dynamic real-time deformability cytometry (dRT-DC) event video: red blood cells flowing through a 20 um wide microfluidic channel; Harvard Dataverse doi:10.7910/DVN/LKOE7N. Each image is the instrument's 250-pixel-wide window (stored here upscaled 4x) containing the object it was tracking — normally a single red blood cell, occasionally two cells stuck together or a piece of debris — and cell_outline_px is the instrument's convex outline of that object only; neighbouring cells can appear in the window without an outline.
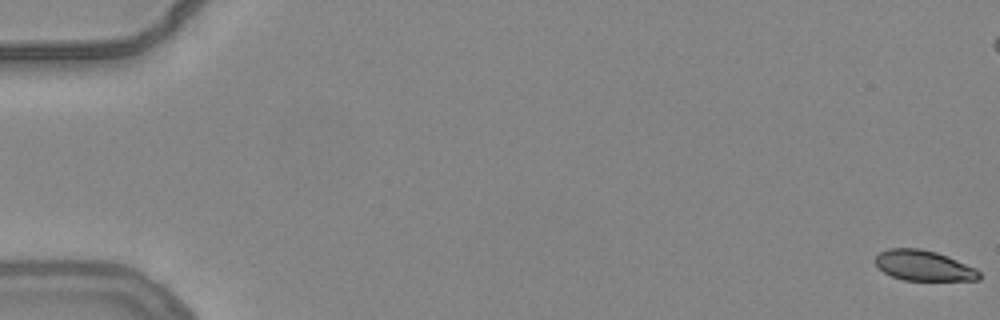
{"species": "common noctule bat (a hibernating species)", "species_latin": "Nyctalus noctula", "temperature_condition": "warm", "stored_images_in_passage": 56, "camera_frame_rate_fps": 3000, "um_per_image_px": 0.085, "animal": {"sex": "female", "body_mass_g": 24.6, "forearm_length_mm": 56.2}, "frame": {"image": 1, "passage_image": 1, "time_ms": 0.0, "image_size_px": [1000, 320], "cell_outline_px": [[980, 280], [904, 280], [892, 276], [884, 272], [876, 264], [876, 256], [880, 252], [888, 248], [920, 248], [936, 252], [976, 268], [980, 272]], "centroid_in_image_um": [78.52, 22.57], "position_along_channel_um": 6.5, "area_um2": 18.21}}
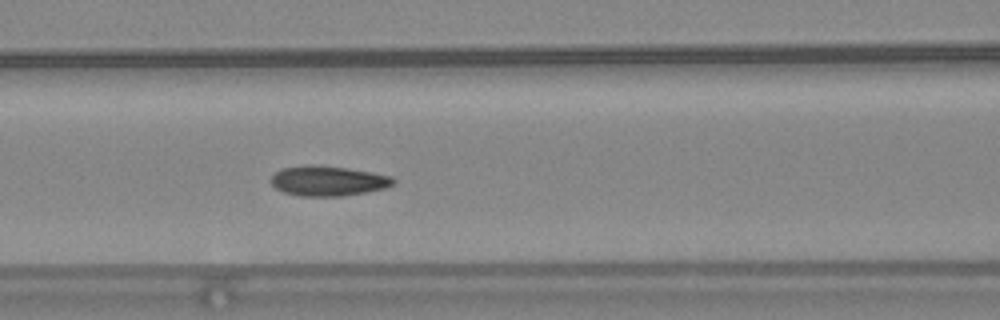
{"frame": {"image": 2, "passage_image": 25, "time_ms": 8.0, "image_size_px": [1000, 320], "cell_outline_px": [[396, 184], [384, 188], [344, 196], [300, 196], [284, 192], [276, 188], [272, 184], [272, 176], [280, 168], [308, 164], [316, 164], [348, 168], [372, 172], [392, 176], [396, 180]], "centroid_in_image_um": [27.9, 15.36], "position_along_channel_um": 138.7, "area_um2": 21.56}}
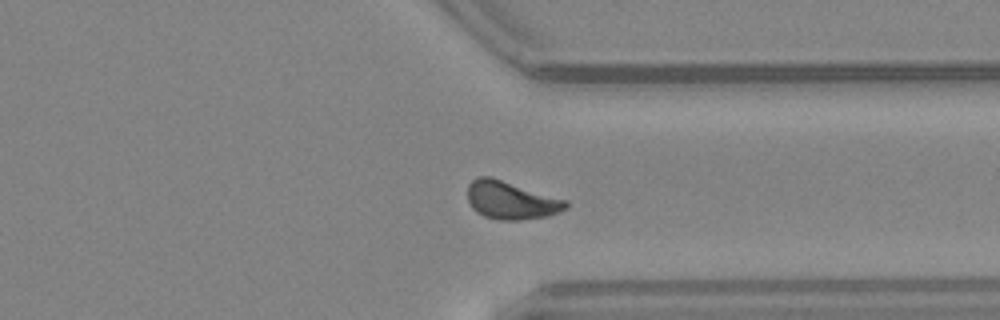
{"frame": {"image": 3, "passage_image": 43, "time_ms": 14.0, "image_size_px": [1000, 320], "cell_outline_px": [[568, 208], [560, 212], [548, 216], [520, 220], [500, 220], [484, 216], [476, 212], [472, 208], [468, 200], [468, 184], [476, 176], [492, 176], [568, 200]], "centroid_in_image_um": [43.45, 17.01], "position_along_channel_um": 367.9, "area_um2": 22.14}, "authors_computed_cell_mechanics": {"area_um2": 20.6924, "velocity_mm_per_s": 3.8324, "shape_relaxation_time_tau1_ms": 4.9096, "shape_relaxation_time_tau2_ms": 1.5126, "deformation_change_tau1": 0.1278, "deformation_change_tau2": 0.068}}